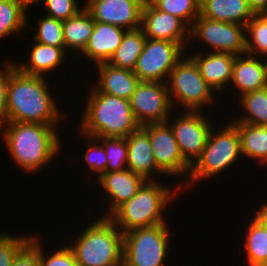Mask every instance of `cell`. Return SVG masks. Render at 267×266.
Here are the masks:
<instances>
[{"label":"cell","mask_w":267,"mask_h":266,"mask_svg":"<svg viewBox=\"0 0 267 266\" xmlns=\"http://www.w3.org/2000/svg\"><path fill=\"white\" fill-rule=\"evenodd\" d=\"M45 78L24 74L16 67L10 72L7 89L8 122L59 125L62 117L67 119L64 111L59 112Z\"/></svg>","instance_id":"obj_1"},{"label":"cell","mask_w":267,"mask_h":266,"mask_svg":"<svg viewBox=\"0 0 267 266\" xmlns=\"http://www.w3.org/2000/svg\"><path fill=\"white\" fill-rule=\"evenodd\" d=\"M57 127L58 125L7 122L0 135L16 166L33 174L45 168L61 152L62 141Z\"/></svg>","instance_id":"obj_2"},{"label":"cell","mask_w":267,"mask_h":266,"mask_svg":"<svg viewBox=\"0 0 267 266\" xmlns=\"http://www.w3.org/2000/svg\"><path fill=\"white\" fill-rule=\"evenodd\" d=\"M94 87V88H93ZM81 113V135L95 138H125L141 126L136 121L128 99L101 93L94 85Z\"/></svg>","instance_id":"obj_3"},{"label":"cell","mask_w":267,"mask_h":266,"mask_svg":"<svg viewBox=\"0 0 267 266\" xmlns=\"http://www.w3.org/2000/svg\"><path fill=\"white\" fill-rule=\"evenodd\" d=\"M158 180H146L137 193L118 206L108 218L123 232L135 228L151 227L166 223L163 212L177 198L180 186L174 189ZM177 188V189H176Z\"/></svg>","instance_id":"obj_4"},{"label":"cell","mask_w":267,"mask_h":266,"mask_svg":"<svg viewBox=\"0 0 267 266\" xmlns=\"http://www.w3.org/2000/svg\"><path fill=\"white\" fill-rule=\"evenodd\" d=\"M94 220L68 245L77 266H123V232L108 217Z\"/></svg>","instance_id":"obj_5"},{"label":"cell","mask_w":267,"mask_h":266,"mask_svg":"<svg viewBox=\"0 0 267 266\" xmlns=\"http://www.w3.org/2000/svg\"><path fill=\"white\" fill-rule=\"evenodd\" d=\"M223 126L219 127V131L212 127L202 154L191 166L187 182L181 190L194 188L200 180L214 178L234 163L238 164L242 156L239 132L231 121Z\"/></svg>","instance_id":"obj_6"},{"label":"cell","mask_w":267,"mask_h":266,"mask_svg":"<svg viewBox=\"0 0 267 266\" xmlns=\"http://www.w3.org/2000/svg\"><path fill=\"white\" fill-rule=\"evenodd\" d=\"M166 83L173 109L175 103L178 105L180 101L183 111H202L206 106L208 108L214 104L216 99V93L201 76L197 64L188 54L177 62Z\"/></svg>","instance_id":"obj_7"},{"label":"cell","mask_w":267,"mask_h":266,"mask_svg":"<svg viewBox=\"0 0 267 266\" xmlns=\"http://www.w3.org/2000/svg\"><path fill=\"white\" fill-rule=\"evenodd\" d=\"M167 223L123 233V266H166L171 240Z\"/></svg>","instance_id":"obj_8"},{"label":"cell","mask_w":267,"mask_h":266,"mask_svg":"<svg viewBox=\"0 0 267 266\" xmlns=\"http://www.w3.org/2000/svg\"><path fill=\"white\" fill-rule=\"evenodd\" d=\"M195 39L206 44L209 52L246 54L245 26L237 23L220 22L200 14L190 27L189 42Z\"/></svg>","instance_id":"obj_9"},{"label":"cell","mask_w":267,"mask_h":266,"mask_svg":"<svg viewBox=\"0 0 267 266\" xmlns=\"http://www.w3.org/2000/svg\"><path fill=\"white\" fill-rule=\"evenodd\" d=\"M184 52L176 42L147 38L133 71L140 81L166 83Z\"/></svg>","instance_id":"obj_10"},{"label":"cell","mask_w":267,"mask_h":266,"mask_svg":"<svg viewBox=\"0 0 267 266\" xmlns=\"http://www.w3.org/2000/svg\"><path fill=\"white\" fill-rule=\"evenodd\" d=\"M205 111H181L174 120L166 121L172 128L183 158L192 166L201 156L213 127ZM172 118V122L170 121Z\"/></svg>","instance_id":"obj_11"},{"label":"cell","mask_w":267,"mask_h":266,"mask_svg":"<svg viewBox=\"0 0 267 266\" xmlns=\"http://www.w3.org/2000/svg\"><path fill=\"white\" fill-rule=\"evenodd\" d=\"M149 136L152 153L158 168L165 176H184L178 185L187 182L191 165L183 158L171 126L165 123L148 124L141 127ZM187 174V175H186ZM185 180V181H184Z\"/></svg>","instance_id":"obj_12"},{"label":"cell","mask_w":267,"mask_h":266,"mask_svg":"<svg viewBox=\"0 0 267 266\" xmlns=\"http://www.w3.org/2000/svg\"><path fill=\"white\" fill-rule=\"evenodd\" d=\"M129 102L134 117L141 127L165 123L173 115L172 110L174 111L167 83L164 82L140 81Z\"/></svg>","instance_id":"obj_13"},{"label":"cell","mask_w":267,"mask_h":266,"mask_svg":"<svg viewBox=\"0 0 267 266\" xmlns=\"http://www.w3.org/2000/svg\"><path fill=\"white\" fill-rule=\"evenodd\" d=\"M140 29L148 39L176 42L187 52V47L190 48V27L179 17L160 11L151 2L143 5Z\"/></svg>","instance_id":"obj_14"},{"label":"cell","mask_w":267,"mask_h":266,"mask_svg":"<svg viewBox=\"0 0 267 266\" xmlns=\"http://www.w3.org/2000/svg\"><path fill=\"white\" fill-rule=\"evenodd\" d=\"M84 7L96 22L126 30L141 28L143 3L139 0H86Z\"/></svg>","instance_id":"obj_15"},{"label":"cell","mask_w":267,"mask_h":266,"mask_svg":"<svg viewBox=\"0 0 267 266\" xmlns=\"http://www.w3.org/2000/svg\"><path fill=\"white\" fill-rule=\"evenodd\" d=\"M194 52L189 56L197 64L201 76L216 93H221L231 84L233 64L236 55L221 52ZM208 52V53H206ZM227 84V86H226Z\"/></svg>","instance_id":"obj_16"},{"label":"cell","mask_w":267,"mask_h":266,"mask_svg":"<svg viewBox=\"0 0 267 266\" xmlns=\"http://www.w3.org/2000/svg\"><path fill=\"white\" fill-rule=\"evenodd\" d=\"M146 180L129 169L106 172L98 178V186L109 195V204L102 217H108L118 206L130 200ZM109 210V211H108Z\"/></svg>","instance_id":"obj_17"},{"label":"cell","mask_w":267,"mask_h":266,"mask_svg":"<svg viewBox=\"0 0 267 266\" xmlns=\"http://www.w3.org/2000/svg\"><path fill=\"white\" fill-rule=\"evenodd\" d=\"M127 31L116 25L95 21L93 33L81 54L90 62H95V65L108 62Z\"/></svg>","instance_id":"obj_18"},{"label":"cell","mask_w":267,"mask_h":266,"mask_svg":"<svg viewBox=\"0 0 267 266\" xmlns=\"http://www.w3.org/2000/svg\"><path fill=\"white\" fill-rule=\"evenodd\" d=\"M125 138L128 146L127 169L145 180H157L153 177L158 173V177H164L155 162L148 134L140 127Z\"/></svg>","instance_id":"obj_19"},{"label":"cell","mask_w":267,"mask_h":266,"mask_svg":"<svg viewBox=\"0 0 267 266\" xmlns=\"http://www.w3.org/2000/svg\"><path fill=\"white\" fill-rule=\"evenodd\" d=\"M99 76L94 85L101 93L130 99L140 80L133 70L118 68L108 62L95 65Z\"/></svg>","instance_id":"obj_20"},{"label":"cell","mask_w":267,"mask_h":266,"mask_svg":"<svg viewBox=\"0 0 267 266\" xmlns=\"http://www.w3.org/2000/svg\"><path fill=\"white\" fill-rule=\"evenodd\" d=\"M29 52L28 62L18 63L15 67L27 75L46 77V74L64 65L68 52L65 47H54L34 41ZM63 64V65H62Z\"/></svg>","instance_id":"obj_21"},{"label":"cell","mask_w":267,"mask_h":266,"mask_svg":"<svg viewBox=\"0 0 267 266\" xmlns=\"http://www.w3.org/2000/svg\"><path fill=\"white\" fill-rule=\"evenodd\" d=\"M231 83L240 92V96L267 87L261 58L249 54L236 56Z\"/></svg>","instance_id":"obj_22"},{"label":"cell","mask_w":267,"mask_h":266,"mask_svg":"<svg viewBox=\"0 0 267 266\" xmlns=\"http://www.w3.org/2000/svg\"><path fill=\"white\" fill-rule=\"evenodd\" d=\"M200 14L212 20L243 26L255 16L248 0H201Z\"/></svg>","instance_id":"obj_23"},{"label":"cell","mask_w":267,"mask_h":266,"mask_svg":"<svg viewBox=\"0 0 267 266\" xmlns=\"http://www.w3.org/2000/svg\"><path fill=\"white\" fill-rule=\"evenodd\" d=\"M94 24V19L85 7L76 15L62 21L65 50L81 53L93 33Z\"/></svg>","instance_id":"obj_24"},{"label":"cell","mask_w":267,"mask_h":266,"mask_svg":"<svg viewBox=\"0 0 267 266\" xmlns=\"http://www.w3.org/2000/svg\"><path fill=\"white\" fill-rule=\"evenodd\" d=\"M240 135L242 156L267 165V126L232 122Z\"/></svg>","instance_id":"obj_25"},{"label":"cell","mask_w":267,"mask_h":266,"mask_svg":"<svg viewBox=\"0 0 267 266\" xmlns=\"http://www.w3.org/2000/svg\"><path fill=\"white\" fill-rule=\"evenodd\" d=\"M146 39L141 29L128 30L108 63L118 68L134 70Z\"/></svg>","instance_id":"obj_26"},{"label":"cell","mask_w":267,"mask_h":266,"mask_svg":"<svg viewBox=\"0 0 267 266\" xmlns=\"http://www.w3.org/2000/svg\"><path fill=\"white\" fill-rule=\"evenodd\" d=\"M239 105L244 113L231 122L267 126V87L239 96ZM247 112V113H246ZM244 115V116H243Z\"/></svg>","instance_id":"obj_27"},{"label":"cell","mask_w":267,"mask_h":266,"mask_svg":"<svg viewBox=\"0 0 267 266\" xmlns=\"http://www.w3.org/2000/svg\"><path fill=\"white\" fill-rule=\"evenodd\" d=\"M27 11L17 0H0V39L11 34L19 35L30 26Z\"/></svg>","instance_id":"obj_28"},{"label":"cell","mask_w":267,"mask_h":266,"mask_svg":"<svg viewBox=\"0 0 267 266\" xmlns=\"http://www.w3.org/2000/svg\"><path fill=\"white\" fill-rule=\"evenodd\" d=\"M245 231L244 251L248 266H260L267 260V230L253 218Z\"/></svg>","instance_id":"obj_29"},{"label":"cell","mask_w":267,"mask_h":266,"mask_svg":"<svg viewBox=\"0 0 267 266\" xmlns=\"http://www.w3.org/2000/svg\"><path fill=\"white\" fill-rule=\"evenodd\" d=\"M245 35L246 54L258 57L267 54V13L251 18L245 25Z\"/></svg>","instance_id":"obj_30"},{"label":"cell","mask_w":267,"mask_h":266,"mask_svg":"<svg viewBox=\"0 0 267 266\" xmlns=\"http://www.w3.org/2000/svg\"><path fill=\"white\" fill-rule=\"evenodd\" d=\"M201 0H152L151 3L160 11L182 19L189 27L200 15Z\"/></svg>","instance_id":"obj_31"},{"label":"cell","mask_w":267,"mask_h":266,"mask_svg":"<svg viewBox=\"0 0 267 266\" xmlns=\"http://www.w3.org/2000/svg\"><path fill=\"white\" fill-rule=\"evenodd\" d=\"M97 139L101 142L106 151V159L108 161L106 172L126 170L128 160L126 138L102 137Z\"/></svg>","instance_id":"obj_32"},{"label":"cell","mask_w":267,"mask_h":266,"mask_svg":"<svg viewBox=\"0 0 267 266\" xmlns=\"http://www.w3.org/2000/svg\"><path fill=\"white\" fill-rule=\"evenodd\" d=\"M37 26L33 34L34 41L54 47H65L62 21L43 15L37 19Z\"/></svg>","instance_id":"obj_33"},{"label":"cell","mask_w":267,"mask_h":266,"mask_svg":"<svg viewBox=\"0 0 267 266\" xmlns=\"http://www.w3.org/2000/svg\"><path fill=\"white\" fill-rule=\"evenodd\" d=\"M21 235V236H20ZM14 236L7 232L0 233V266H12L16 254L30 241L29 236Z\"/></svg>","instance_id":"obj_34"},{"label":"cell","mask_w":267,"mask_h":266,"mask_svg":"<svg viewBox=\"0 0 267 266\" xmlns=\"http://www.w3.org/2000/svg\"><path fill=\"white\" fill-rule=\"evenodd\" d=\"M84 136L87 138L86 140L88 142L87 150L84 152L85 164L89 166V171L96 173L98 175L96 178H99L103 173H106V166L108 163L106 151L97 138L87 135H83V137Z\"/></svg>","instance_id":"obj_35"},{"label":"cell","mask_w":267,"mask_h":266,"mask_svg":"<svg viewBox=\"0 0 267 266\" xmlns=\"http://www.w3.org/2000/svg\"><path fill=\"white\" fill-rule=\"evenodd\" d=\"M43 2L46 15L60 21L71 18L84 8L77 0H44Z\"/></svg>","instance_id":"obj_36"},{"label":"cell","mask_w":267,"mask_h":266,"mask_svg":"<svg viewBox=\"0 0 267 266\" xmlns=\"http://www.w3.org/2000/svg\"><path fill=\"white\" fill-rule=\"evenodd\" d=\"M39 259L40 266H77V262L74 253L67 245L59 246L53 253L44 255L43 245L40 242L39 237Z\"/></svg>","instance_id":"obj_37"},{"label":"cell","mask_w":267,"mask_h":266,"mask_svg":"<svg viewBox=\"0 0 267 266\" xmlns=\"http://www.w3.org/2000/svg\"><path fill=\"white\" fill-rule=\"evenodd\" d=\"M12 266H40L38 236L32 235L30 241L16 254Z\"/></svg>","instance_id":"obj_38"},{"label":"cell","mask_w":267,"mask_h":266,"mask_svg":"<svg viewBox=\"0 0 267 266\" xmlns=\"http://www.w3.org/2000/svg\"><path fill=\"white\" fill-rule=\"evenodd\" d=\"M5 67L0 70V131L8 122L7 115V89L10 72L15 68V61L5 62Z\"/></svg>","instance_id":"obj_39"},{"label":"cell","mask_w":267,"mask_h":266,"mask_svg":"<svg viewBox=\"0 0 267 266\" xmlns=\"http://www.w3.org/2000/svg\"><path fill=\"white\" fill-rule=\"evenodd\" d=\"M261 207L253 214V219L267 230V202L260 204Z\"/></svg>","instance_id":"obj_40"},{"label":"cell","mask_w":267,"mask_h":266,"mask_svg":"<svg viewBox=\"0 0 267 266\" xmlns=\"http://www.w3.org/2000/svg\"><path fill=\"white\" fill-rule=\"evenodd\" d=\"M249 6L255 15L267 13V0H248Z\"/></svg>","instance_id":"obj_41"},{"label":"cell","mask_w":267,"mask_h":266,"mask_svg":"<svg viewBox=\"0 0 267 266\" xmlns=\"http://www.w3.org/2000/svg\"><path fill=\"white\" fill-rule=\"evenodd\" d=\"M24 8H26L27 10H29L28 8H30L31 7V5L32 6H36L37 5V2L38 3H40V2H42L43 3V1L44 0H17ZM36 4V5H35Z\"/></svg>","instance_id":"obj_42"},{"label":"cell","mask_w":267,"mask_h":266,"mask_svg":"<svg viewBox=\"0 0 267 266\" xmlns=\"http://www.w3.org/2000/svg\"><path fill=\"white\" fill-rule=\"evenodd\" d=\"M260 58L264 67L265 81L267 83V54L260 56Z\"/></svg>","instance_id":"obj_43"},{"label":"cell","mask_w":267,"mask_h":266,"mask_svg":"<svg viewBox=\"0 0 267 266\" xmlns=\"http://www.w3.org/2000/svg\"><path fill=\"white\" fill-rule=\"evenodd\" d=\"M140 2H142L143 4H147L150 3L152 0H139Z\"/></svg>","instance_id":"obj_44"},{"label":"cell","mask_w":267,"mask_h":266,"mask_svg":"<svg viewBox=\"0 0 267 266\" xmlns=\"http://www.w3.org/2000/svg\"><path fill=\"white\" fill-rule=\"evenodd\" d=\"M260 266H267V260Z\"/></svg>","instance_id":"obj_45"}]
</instances>
